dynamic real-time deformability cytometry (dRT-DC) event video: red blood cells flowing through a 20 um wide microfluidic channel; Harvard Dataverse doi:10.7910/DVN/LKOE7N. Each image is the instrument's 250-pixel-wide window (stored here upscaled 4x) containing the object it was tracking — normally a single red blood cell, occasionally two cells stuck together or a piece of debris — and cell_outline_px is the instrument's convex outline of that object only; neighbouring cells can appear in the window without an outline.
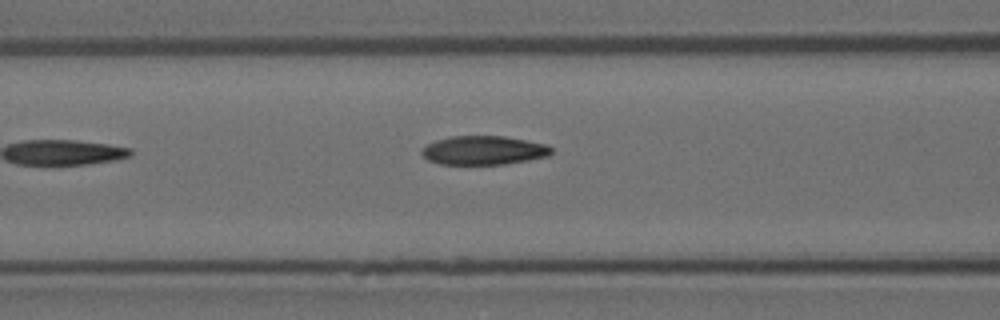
{"species": "Egyptian fruit bat (a non-hibernating species)", "species_latin": "Rousettus aegyptiacus", "temperature_condition": "room temperature", "stored_images_in_passage": 4, "camera_frame_rate_fps": 3000, "um_per_image_px": 0.085, "animal": {"sex": "female"}, "frame": {"image": 1, "passage_image": 4, "time_ms": 1.0, "image_size_px": [1000, 320], "cell_outline_px": [[552, 152], [548, 156], [528, 160], [504, 164], [440, 164], [428, 160], [420, 152], [428, 144], [436, 140], [452, 136], [504, 136], [544, 144], [552, 148]], "centroid_in_image_um": [41.1, 12.78], "position_along_channel_um": 125.5, "area_um2": 21.56}}